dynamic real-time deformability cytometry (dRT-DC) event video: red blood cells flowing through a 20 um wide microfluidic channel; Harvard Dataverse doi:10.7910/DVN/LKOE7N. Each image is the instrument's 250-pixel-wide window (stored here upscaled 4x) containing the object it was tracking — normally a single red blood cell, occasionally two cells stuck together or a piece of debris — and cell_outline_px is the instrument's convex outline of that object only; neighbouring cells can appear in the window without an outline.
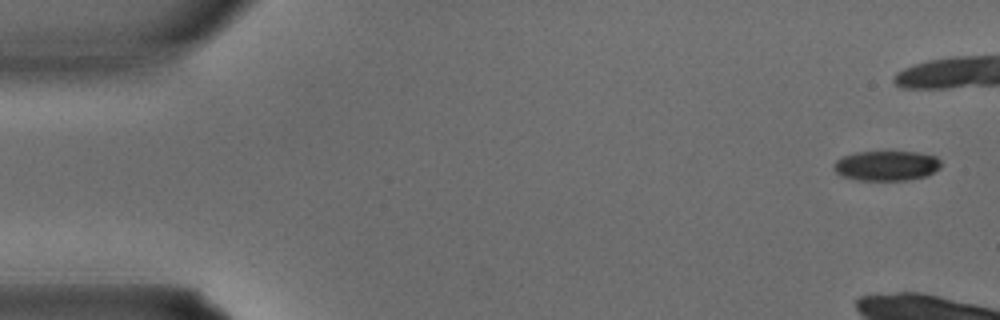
{"species": "common noctule bat (a hibernating species)", "species_latin": "Nyctalus noctula", "temperature_condition": "warm", "stored_images_in_passage": 10, "camera_frame_rate_fps": 3000, "um_per_image_px": 0.085, "animal": {"sex": "male", "body_mass_g": 15.6}, "frame": {"image": 1, "passage_image": 1, "time_ms": 0.0, "image_size_px": [1000, 320], "cell_outline_px": [[940, 168], [928, 176], [908, 180], [856, 180], [840, 176], [832, 168], [832, 164], [836, 160], [844, 156], [856, 152], [920, 152], [936, 156], [940, 160]], "centroid_in_image_um": [75.34, 14.09], "position_along_channel_um": 9.7, "area_um2": 18.96}}